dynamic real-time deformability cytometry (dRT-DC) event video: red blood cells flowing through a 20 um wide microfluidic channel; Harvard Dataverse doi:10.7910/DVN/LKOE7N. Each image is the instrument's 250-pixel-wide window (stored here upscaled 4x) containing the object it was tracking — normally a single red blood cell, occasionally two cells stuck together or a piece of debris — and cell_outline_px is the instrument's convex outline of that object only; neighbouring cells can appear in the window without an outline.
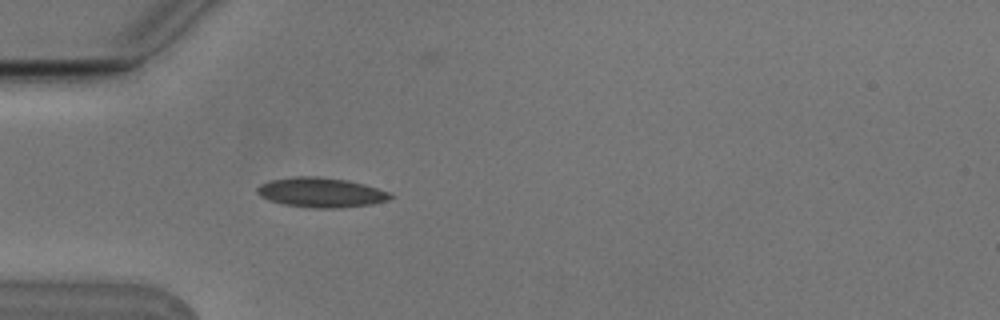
{"species": "Egyptian fruit bat (a non-hibernating species)", "species_latin": "Rousettus aegyptiacus", "temperature_condition": "cold", "stored_images_in_passage": 4, "camera_frame_rate_fps": 3000, "um_per_image_px": 0.085, "animal": {"sex": "male"}, "frame": {"image": 1, "passage_image": 4, "time_ms": 1.0, "image_size_px": [1000, 320], "cell_outline_px": [[392, 196], [388, 200], [372, 204], [340, 208], [308, 208], [284, 204], [268, 200], [260, 196], [256, 192], [256, 188], [260, 184], [272, 180], [296, 176], [316, 176], [348, 180], [364, 184], [388, 192]], "centroid_in_image_um": [27.25, 16.36], "position_along_channel_um": 57.8, "area_um2": 23.06}}